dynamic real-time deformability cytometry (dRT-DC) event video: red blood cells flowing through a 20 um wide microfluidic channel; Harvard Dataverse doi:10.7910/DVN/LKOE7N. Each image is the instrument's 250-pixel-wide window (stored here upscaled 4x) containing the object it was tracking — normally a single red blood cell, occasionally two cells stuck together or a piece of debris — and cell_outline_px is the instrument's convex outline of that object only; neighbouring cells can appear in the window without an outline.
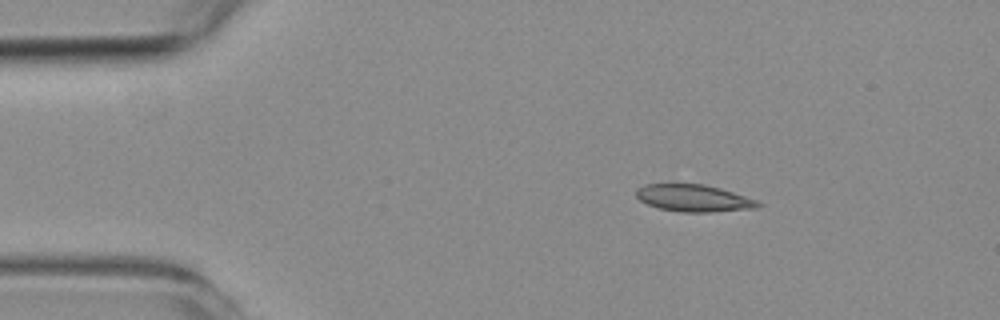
{"species": "common noctule bat (a hibernating species)", "species_latin": "Nyctalus noctula", "temperature_condition": "room temperature", "stored_images_in_passage": 47, "camera_frame_rate_fps": 3000, "um_per_image_px": 0.085, "animal": {"sex": "female", "body_mass_g": 19.3, "forearm_length_mm": 54.1}, "frame": {"image": 1, "passage_image": 1, "time_ms": 0.0, "image_size_px": [1000, 320], "cell_outline_px": [[764, 204], [756, 208], [712, 212], [680, 212], [660, 208], [648, 204], [640, 200], [636, 196], [636, 188], [644, 184], [704, 184], [720, 188], [756, 200]], "centroid_in_image_um": [58.95, 16.84], "position_along_channel_um": 26.0, "area_um2": 19.13}}
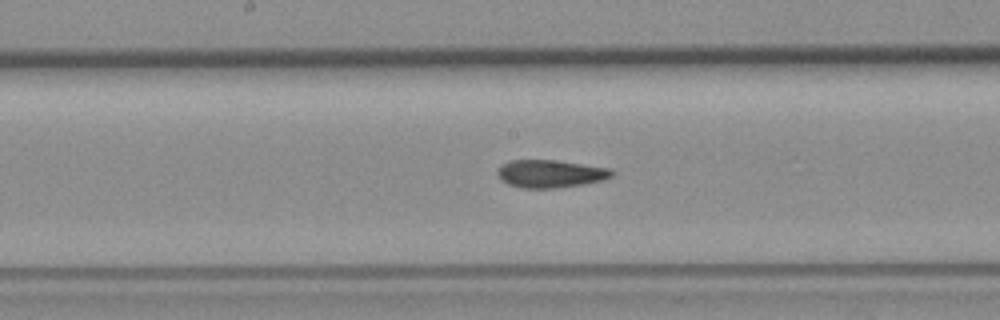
{"frame": {"image": 2, "passage_image": 20, "time_ms": 6.333, "image_size_px": [1000, 320], "cell_outline_px": [[616, 172], [612, 176], [604, 180], [584, 184], [556, 188], [520, 188], [508, 184], [500, 180], [496, 172], [504, 164], [512, 160], [552, 160], [612, 168]], "centroid_in_image_um": [46.82, 14.78], "position_along_channel_um": 201.4, "area_um2": 18.55}}
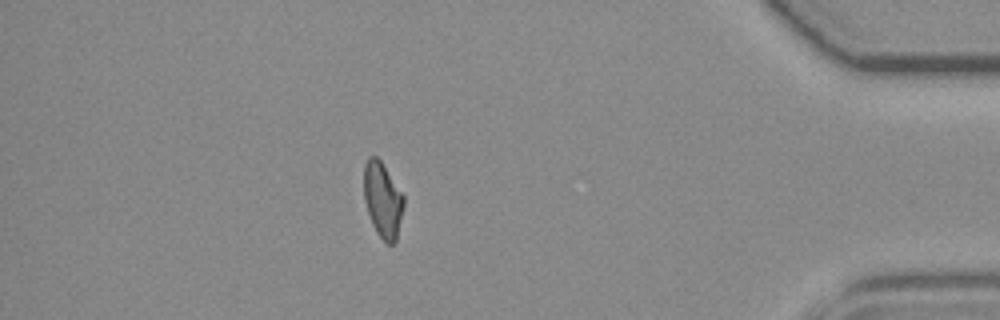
{"frame": {"image": 3, "passage_image": 40, "time_ms": 13.0, "image_size_px": [1000, 320], "cell_outline_px": [[404, 204], [396, 244], [388, 244], [376, 232], [372, 224], [364, 200], [364, 164], [368, 156], [376, 156], [380, 160], [404, 196]], "centroid_in_image_um": [32.53, 17.0], "position_along_channel_um": 402.7, "area_um2": 17.46}, "authors_computed_cell_mechanics": {"area_um2": 18.3804, "velocity_mm_per_s": 3.736, "shape_relaxation_time_tau1_ms": 6.4219, "shape_relaxation_time_tau2_ms": 1.2708, "deformation_change_tau1": 0.1769, "deformation_change_tau2": 0.0726}}